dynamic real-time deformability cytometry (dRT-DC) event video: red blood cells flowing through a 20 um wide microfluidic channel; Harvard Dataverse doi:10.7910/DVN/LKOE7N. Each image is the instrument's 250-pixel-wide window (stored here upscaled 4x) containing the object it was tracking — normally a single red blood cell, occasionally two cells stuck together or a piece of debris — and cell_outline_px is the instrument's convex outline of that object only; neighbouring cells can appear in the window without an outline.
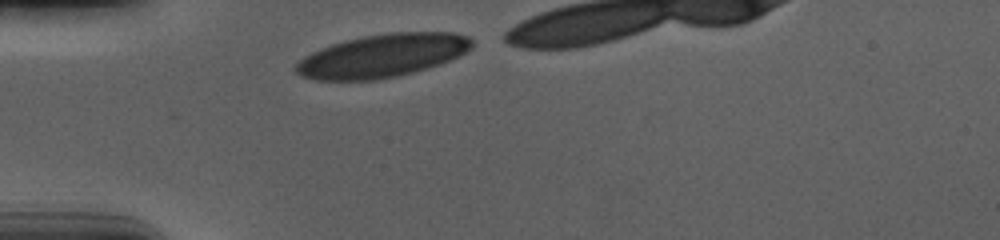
{"species": "human", "species_latin": "Homo sapiens", "temperature_condition": "cold", "stored_images_in_passage": 17, "camera_frame_rate_fps": 3000, "um_per_image_px": 0.085, "donor": {"sex": "male"}, "frame": {"image": 1, "passage_image": 1, "time_ms": 0.0, "image_size_px": [1000, 240], "cell_outline_px": [[472, 48], [448, 60], [412, 72], [396, 76], [376, 80], [316, 80], [300, 76], [292, 68], [304, 56], [320, 48], [344, 40], [364, 36], [388, 32], [456, 32], [468, 36], [472, 40]], "centroid_in_image_um": [32.45, 4.72], "position_along_channel_um": 52.6, "area_um2": 44.04}}
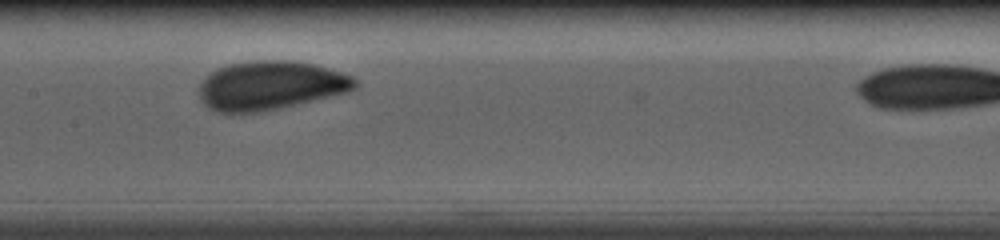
{"frame": {"image": 2, "passage_image": 13, "time_ms": 4.0, "image_size_px": [1000, 240], "cell_outline_px": [[360, 84], [356, 88], [348, 92], [276, 108], [256, 112], [216, 112], [208, 108], [200, 100], [200, 84], [216, 68], [228, 64], [260, 60], [288, 60], [312, 64], [340, 72], [352, 76]], "centroid_in_image_um": [22.98, 7.26], "position_along_channel_um": 184.4, "area_um2": 43.81}}
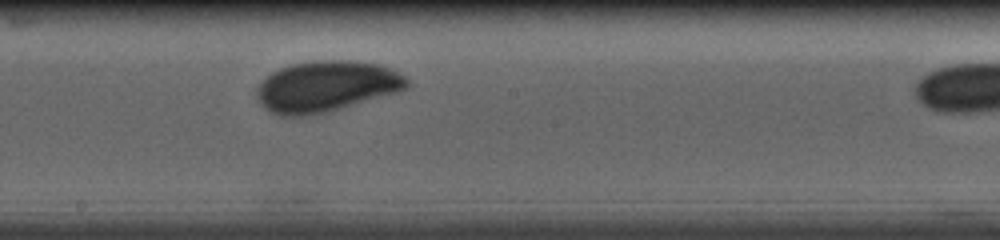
{"frame": {"image": 3, "passage_image": 16, "time_ms": 5.0, "image_size_px": [1000, 240], "cell_outline_px": [[412, 84], [400, 92], [328, 112], [312, 116], [280, 116], [264, 108], [260, 104], [256, 96], [256, 88], [264, 76], [288, 64], [312, 60], [352, 60], [380, 64], [404, 76]], "centroid_in_image_um": [27.71, 7.34], "position_along_channel_um": 220.5, "area_um2": 45.32}}